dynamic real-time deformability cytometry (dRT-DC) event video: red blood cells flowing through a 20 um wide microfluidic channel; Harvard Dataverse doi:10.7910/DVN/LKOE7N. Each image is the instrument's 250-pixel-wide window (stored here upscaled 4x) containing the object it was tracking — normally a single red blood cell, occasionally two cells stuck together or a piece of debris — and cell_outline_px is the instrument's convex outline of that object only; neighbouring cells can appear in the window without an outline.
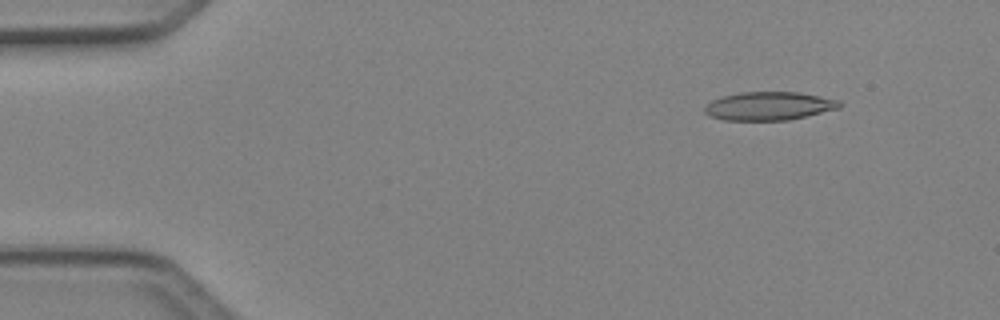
{"species": "Egyptian fruit bat (a non-hibernating species)", "species_latin": "Rousettus aegyptiacus", "temperature_condition": "cold", "stored_images_in_passage": 7, "camera_frame_rate_fps": 3000, "um_per_image_px": 0.085, "animal": {"sex": "female"}, "frame": {"image": 1, "passage_image": 2, "time_ms": 0.333, "image_size_px": [1000, 320], "cell_outline_px": [[844, 104], [840, 108], [788, 120], [724, 120], [708, 116], [704, 112], [704, 108], [712, 100], [720, 96], [740, 92], [800, 92], [840, 100]], "centroid_in_image_um": [65.37, 9.0], "position_along_channel_um": 19.6, "area_um2": 22.48}}
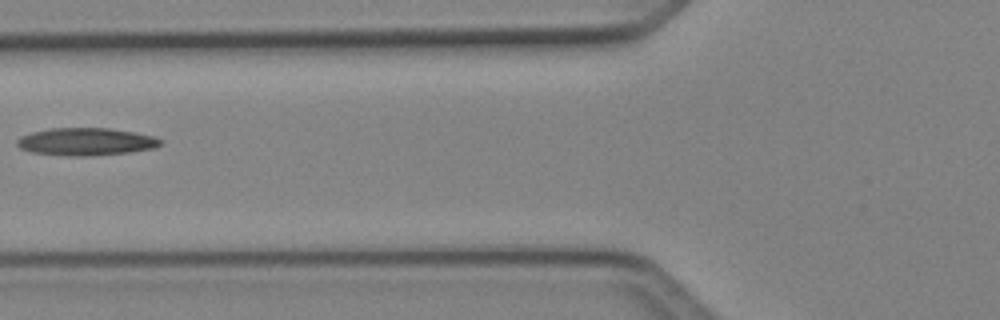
{"frame": {"image": 2, "passage_image": 6, "time_ms": 1.667, "image_size_px": [1000, 320], "cell_outline_px": [[164, 144], [156, 148], [128, 152], [88, 156], [72, 156], [32, 152], [20, 148], [16, 144], [16, 140], [20, 136], [32, 132], [52, 128], [108, 128], [136, 132], [156, 136], [164, 140]], "centroid_in_image_um": [7.37, 12.03], "position_along_channel_um": 118.4, "area_um2": 23.24}}
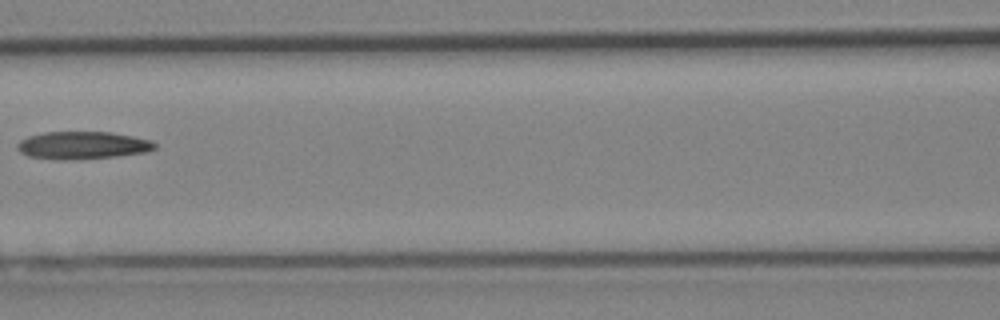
{"frame": {"image": 3, "passage_image": 7, "time_ms": 2.0, "image_size_px": [1000, 320], "cell_outline_px": [[156, 148], [144, 152], [116, 156], [60, 160], [28, 156], [20, 152], [16, 148], [16, 144], [20, 140], [28, 136], [44, 132], [112, 132], [152, 140], [156, 144]], "centroid_in_image_um": [6.99, 12.34], "position_along_channel_um": 159.6, "area_um2": 22.02}}